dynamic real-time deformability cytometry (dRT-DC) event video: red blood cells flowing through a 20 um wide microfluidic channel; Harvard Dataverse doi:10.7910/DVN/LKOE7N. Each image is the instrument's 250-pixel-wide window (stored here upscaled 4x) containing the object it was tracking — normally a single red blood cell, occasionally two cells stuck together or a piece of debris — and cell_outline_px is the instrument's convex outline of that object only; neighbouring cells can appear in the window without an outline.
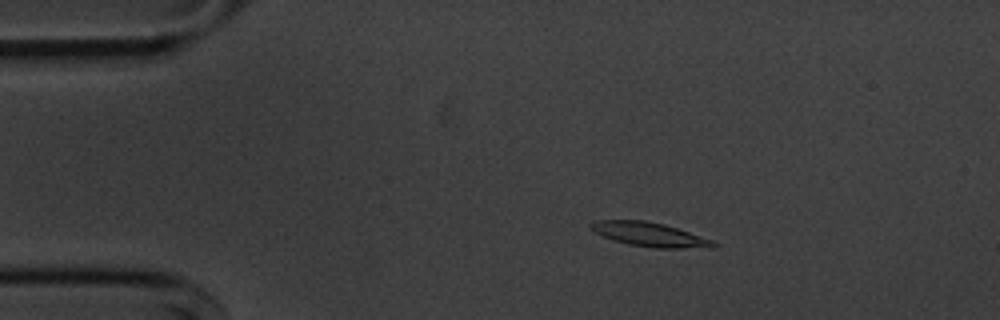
{"species": "common noctule bat (a hibernating species)", "species_latin": "Nyctalus noctula", "temperature_condition": "cold", "stored_images_in_passage": 54, "camera_frame_rate_fps": 3000, "um_per_image_px": 0.085, "animal": {"sex": "male", "body_mass_g": 20.1, "forearm_length_mm": 53.5}, "frame": {"image": 1, "passage_image": 9, "time_ms": 2.667, "image_size_px": [1000, 320], "cell_outline_px": [[720, 244], [712, 248], [652, 248], [628, 244], [612, 240], [588, 228], [588, 224], [596, 220], [644, 220], [664, 224], [712, 240]], "centroid_in_image_um": [55.21, 19.93], "position_along_channel_um": 29.8, "area_um2": 17.28}}
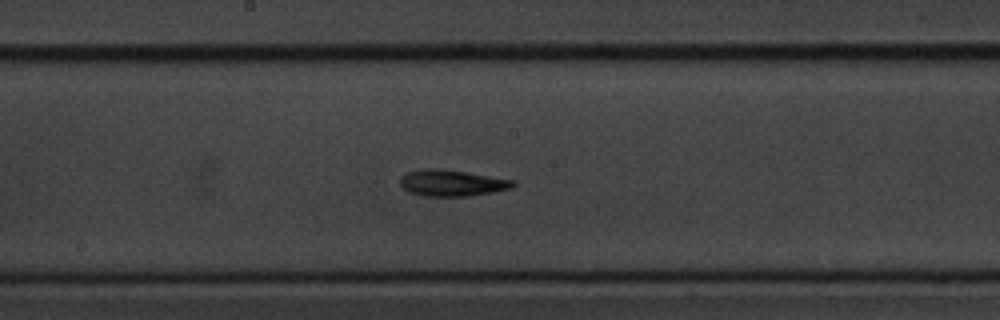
{"frame": {"image": 2, "passage_image": 28, "time_ms": 9.0, "image_size_px": [1000, 320], "cell_outline_px": [[516, 184], [512, 188], [492, 192], [468, 196], [420, 196], [408, 192], [400, 188], [400, 176], [408, 172], [428, 168], [464, 172], [512, 180]], "centroid_in_image_um": [38.33, 15.58], "position_along_channel_um": 209.9, "area_um2": 17.11}}
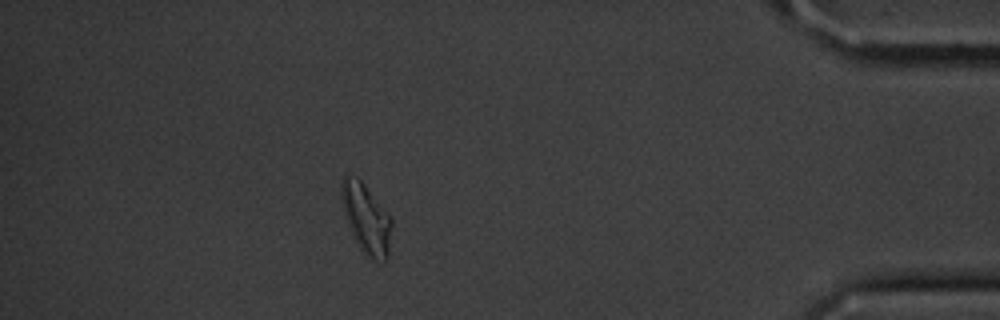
{"frame": {"image": 3, "passage_image": 48, "time_ms": 15.667, "image_size_px": [1000, 320], "cell_outline_px": [[392, 224], [388, 260], [376, 260], [364, 256], [356, 244], [348, 228], [340, 196], [340, 184], [344, 176], [356, 176], [364, 184], [392, 220]], "centroid_in_image_um": [31.1, 18.63], "position_along_channel_um": 404.1, "area_um2": 20.52}, "authors_computed_cell_mechanics": {"area_um2": 16.5597, "velocity_mm_per_s": 3.6085, "shape_relaxation_time_tau1_ms": 4.3826, "shape_relaxation_time_tau2_ms": 6.6282, "deformation_change_tau1": 0.1558, "deformation_change_tau2": 0.136}}